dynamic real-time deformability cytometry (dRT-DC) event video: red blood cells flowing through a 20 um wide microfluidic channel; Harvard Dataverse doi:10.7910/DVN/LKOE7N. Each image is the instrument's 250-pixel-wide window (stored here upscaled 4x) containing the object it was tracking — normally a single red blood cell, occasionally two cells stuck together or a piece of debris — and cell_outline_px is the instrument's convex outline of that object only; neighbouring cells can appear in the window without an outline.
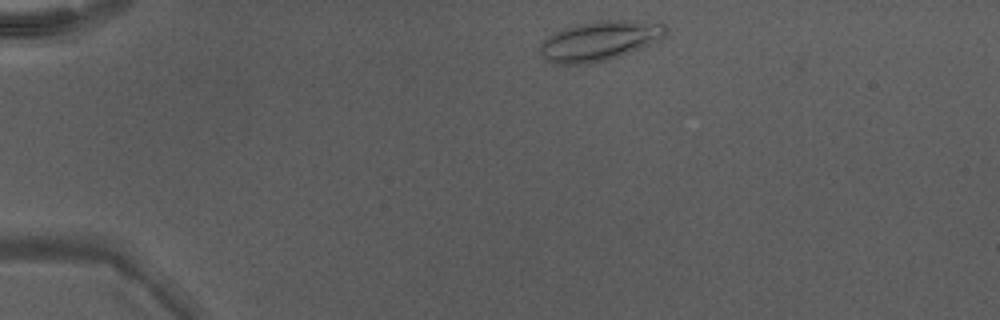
{"species": "Egyptian fruit bat (a non-hibernating species)", "species_latin": "Rousettus aegyptiacus", "temperature_condition": "warm", "stored_images_in_passage": 40, "camera_frame_rate_fps": 3000, "um_per_image_px": 0.085, "animal": {"sex": "male"}, "frame": {"image": 1, "passage_image": 2, "time_ms": 0.333, "image_size_px": [1000, 320], "cell_outline_px": [[668, 32], [660, 40], [620, 56], [608, 60], [588, 64], [552, 64], [540, 56], [540, 44], [552, 32], [560, 28], [576, 24], [600, 20], [660, 20], [668, 28]], "centroid_in_image_um": [50.98, 3.45], "position_along_channel_um": 34.0, "area_um2": 29.88}}
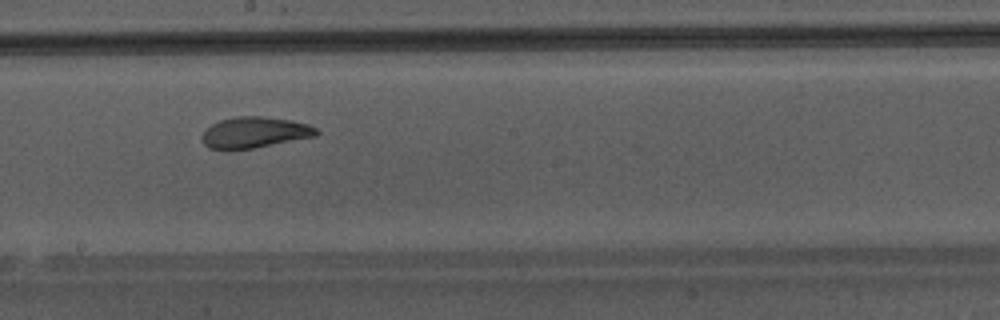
{"frame": {"image": 2, "passage_image": 20, "time_ms": 6.333, "image_size_px": [1000, 320], "cell_outline_px": [[320, 132], [316, 136], [232, 152], [208, 148], [204, 144], [200, 136], [212, 124], [220, 120], [240, 116], [260, 116], [288, 120], [308, 124], [316, 128]], "centroid_in_image_um": [21.59, 11.29], "position_along_channel_um": 226.6, "area_um2": 20.87}}
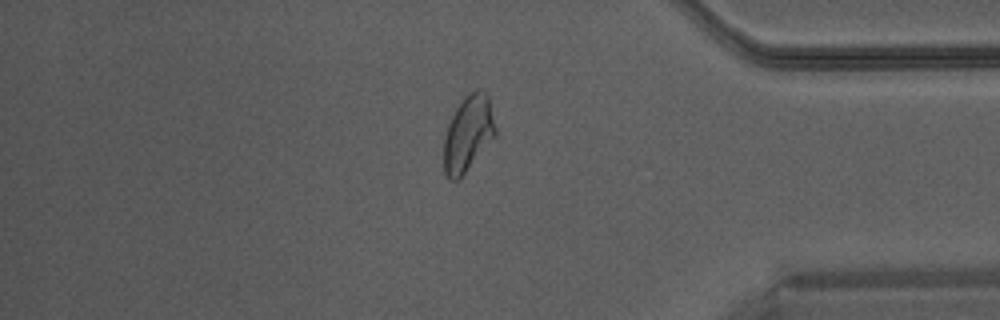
{"frame": {"image": 3, "passage_image": 33, "time_ms": 10.667, "image_size_px": [1000, 320], "cell_outline_px": [[496, 136], [460, 180], [452, 180], [444, 172], [444, 136], [448, 124], [460, 100], [468, 92], [476, 88], [484, 88], [488, 96], [496, 128]], "centroid_in_image_um": [39.8, 11.33], "position_along_channel_um": 395.4, "area_um2": 23.24}}